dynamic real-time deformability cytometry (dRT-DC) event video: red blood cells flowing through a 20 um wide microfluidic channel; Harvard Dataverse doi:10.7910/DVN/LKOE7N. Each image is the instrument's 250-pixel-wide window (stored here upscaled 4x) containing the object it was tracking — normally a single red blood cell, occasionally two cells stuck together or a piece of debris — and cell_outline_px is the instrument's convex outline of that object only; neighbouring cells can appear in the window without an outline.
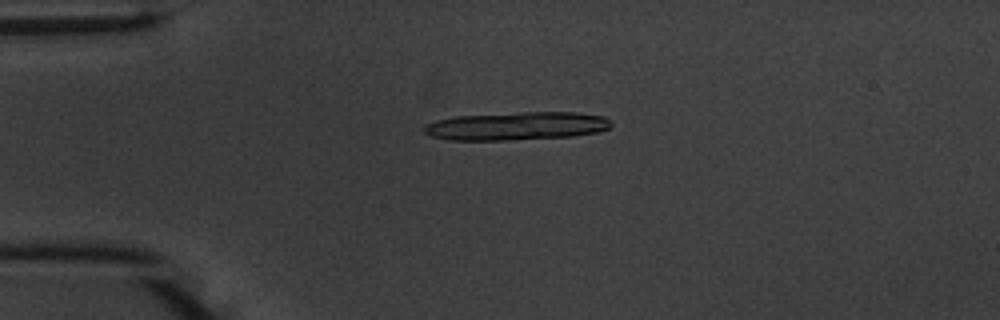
{"species": "common noctule bat (a hibernating species)", "species_latin": "Nyctalus noctula", "temperature_condition": "warm", "stored_images_in_passage": 13, "camera_frame_rate_fps": 3000, "um_per_image_px": 0.085, "animal": {"sex": "male", "body_mass_g": 20.1, "forearm_length_mm": 53.5}, "frame": {"image": 1, "passage_image": 10, "time_ms": 3.0, "image_size_px": [1000, 320], "cell_outline_px": [[612, 124], [608, 128], [596, 132], [572, 136], [504, 140], [448, 140], [432, 136], [424, 132], [424, 124], [436, 120], [456, 116], [520, 112], [576, 112], [604, 116]], "centroid_in_image_um": [43.87, 10.7], "position_along_channel_um": 41.1, "area_um2": 30.63}}